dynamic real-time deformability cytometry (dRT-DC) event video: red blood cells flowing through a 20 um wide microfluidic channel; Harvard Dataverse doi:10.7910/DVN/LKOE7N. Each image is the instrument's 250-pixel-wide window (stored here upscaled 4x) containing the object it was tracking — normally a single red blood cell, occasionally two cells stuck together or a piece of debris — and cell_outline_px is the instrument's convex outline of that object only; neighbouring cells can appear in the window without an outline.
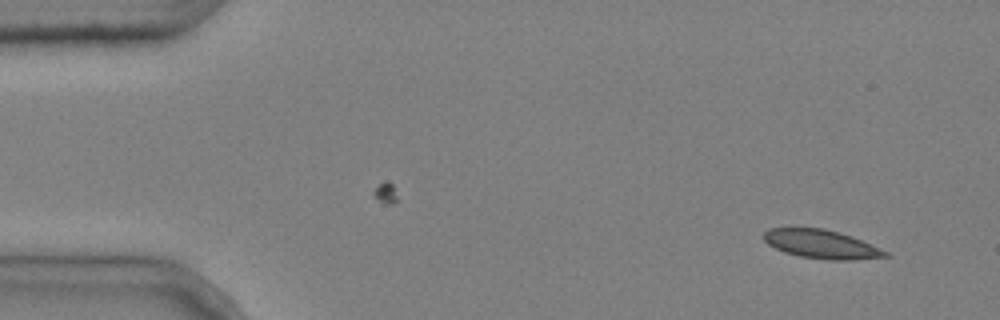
{"species": "common noctule bat (a hibernating species)", "species_latin": "Nyctalus noctula", "temperature_condition": "cold", "stored_images_in_passage": 3, "camera_frame_rate_fps": 3000, "um_per_image_px": 0.085, "animal": {"sex": "male", "body_mass_g": 20.4}, "frame": {"image": 1, "passage_image": 3, "time_ms": 0.667, "image_size_px": [1000, 320], "cell_outline_px": [[892, 256], [852, 260], [828, 260], [800, 256], [784, 252], [768, 244], [764, 240], [764, 232], [768, 228], [824, 228], [840, 232], [852, 236], [880, 248], [888, 252]], "centroid_in_image_um": [69.84, 20.75], "position_along_channel_um": 15.2, "area_um2": 20.35}}